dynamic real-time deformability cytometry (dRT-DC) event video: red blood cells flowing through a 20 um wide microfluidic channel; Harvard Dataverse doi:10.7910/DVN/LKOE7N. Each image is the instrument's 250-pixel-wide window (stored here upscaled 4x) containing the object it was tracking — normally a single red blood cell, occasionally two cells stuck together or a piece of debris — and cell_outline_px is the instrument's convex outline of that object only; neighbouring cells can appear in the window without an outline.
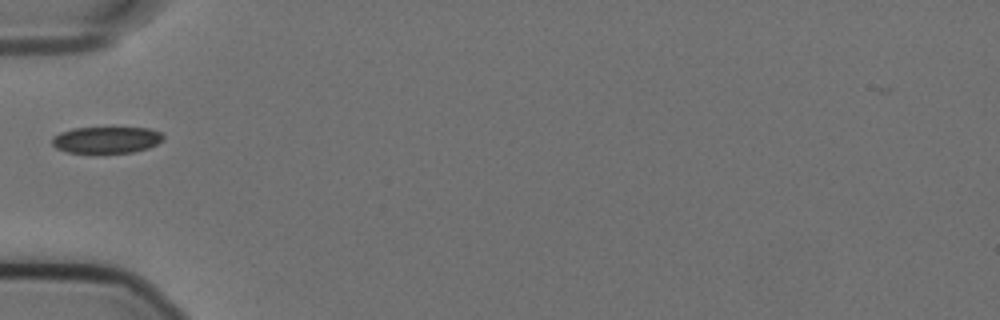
{"species": "Egyptian fruit bat (a non-hibernating species)", "species_latin": "Rousettus aegyptiacus", "temperature_condition": "cold", "stored_images_in_passage": 38, "camera_frame_rate_fps": 3000, "um_per_image_px": 0.085, "animal": {"sex": "female"}, "frame": {"image": 1, "passage_image": 1, "time_ms": 0.0, "image_size_px": [1000, 320], "cell_outline_px": [[164, 140], [148, 148], [132, 152], [68, 152], [56, 148], [52, 144], [52, 136], [60, 132], [72, 128], [148, 128], [160, 132], [164, 136]], "centroid_in_image_um": [9.04, 11.88], "position_along_channel_um": 76.0, "area_um2": 17.05}}
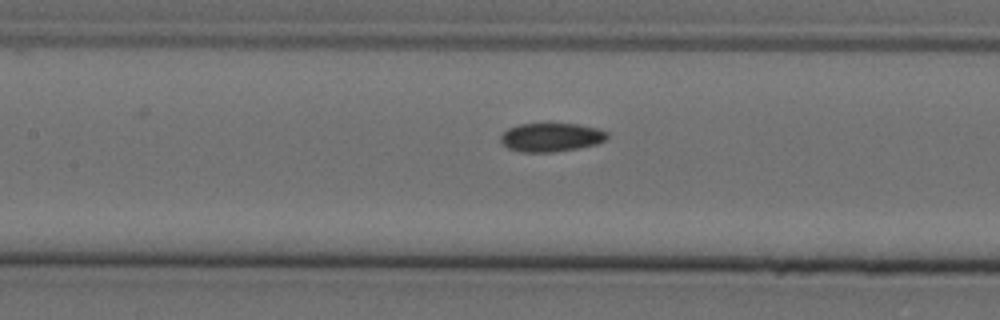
{"frame": {"image": 2, "passage_image": 8, "time_ms": 2.333, "image_size_px": [1000, 320], "cell_outline_px": [[608, 136], [604, 140], [596, 144], [580, 148], [552, 152], [520, 152], [508, 148], [500, 140], [500, 136], [508, 128], [520, 124], [580, 124], [600, 128], [608, 132]], "centroid_in_image_um": [46.87, 11.67], "position_along_channel_um": 160.5, "area_um2": 17.86}}
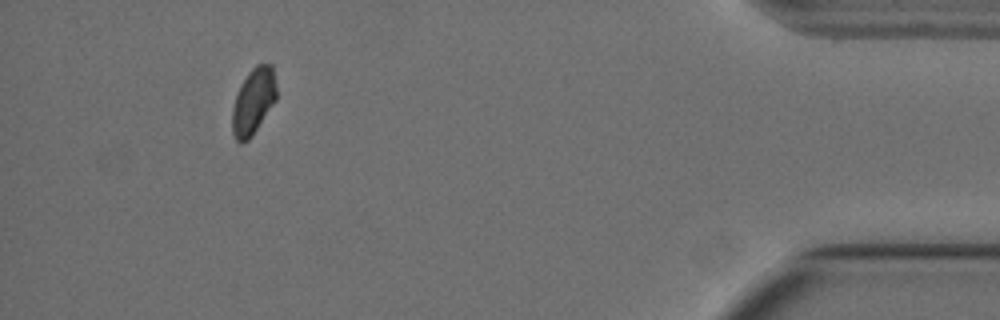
{"frame": {"image": 3, "passage_image": 34, "time_ms": 11.0, "image_size_px": [1000, 320], "cell_outline_px": [[276, 100], [252, 136], [244, 144], [240, 144], [236, 140], [232, 132], [232, 108], [240, 84], [248, 72], [256, 64], [272, 64], [276, 88]], "centroid_in_image_um": [21.52, 8.63], "position_along_channel_um": 413.7, "area_um2": 17.17}}